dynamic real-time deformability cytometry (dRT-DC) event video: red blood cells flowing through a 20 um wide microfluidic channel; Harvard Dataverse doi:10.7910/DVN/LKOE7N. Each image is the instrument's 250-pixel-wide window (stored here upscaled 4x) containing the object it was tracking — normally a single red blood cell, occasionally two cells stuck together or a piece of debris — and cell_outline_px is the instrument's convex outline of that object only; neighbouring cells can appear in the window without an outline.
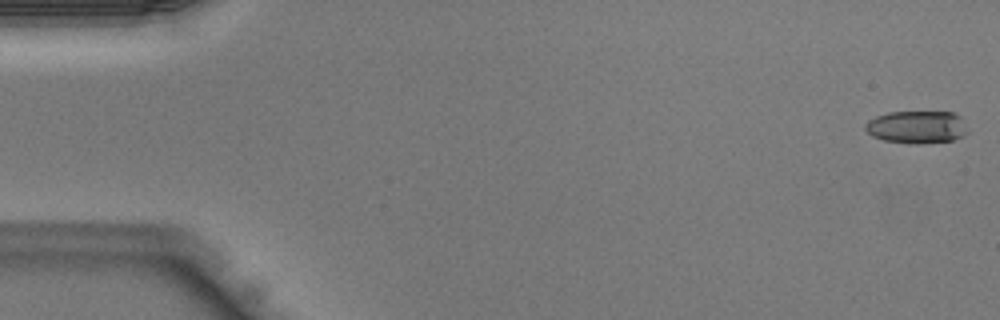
{"species": "Egyptian fruit bat (a non-hibernating species)", "species_latin": "Rousettus aegyptiacus", "temperature_condition": "warm", "stored_images_in_passage": 43, "camera_frame_rate_fps": 3000, "um_per_image_px": 0.085, "animal": {"sex": "male"}, "frame": {"image": 1, "passage_image": 1, "time_ms": 0.0, "image_size_px": [1000, 320], "cell_outline_px": [[968, 132], [964, 136], [952, 140], [916, 144], [884, 140], [872, 136], [864, 128], [864, 124], [868, 120], [876, 116], [888, 112], [952, 112], [960, 116]], "centroid_in_image_um": [77.91, 10.79], "position_along_channel_um": 7.1, "area_um2": 19.42}}
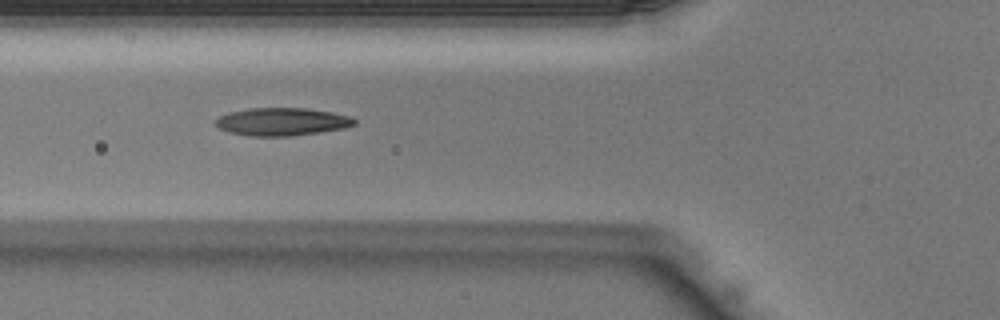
{"frame": {"image": 2, "passage_image": 16, "time_ms": 5.0, "image_size_px": [1000, 320], "cell_outline_px": [[356, 124], [344, 128], [320, 132], [292, 136], [248, 136], [228, 132], [220, 128], [216, 124], [216, 120], [220, 116], [228, 112], [248, 108], [308, 108], [332, 112], [352, 116], [356, 120]], "centroid_in_image_um": [23.99, 10.34], "position_along_channel_um": 101.8, "area_um2": 22.66}}
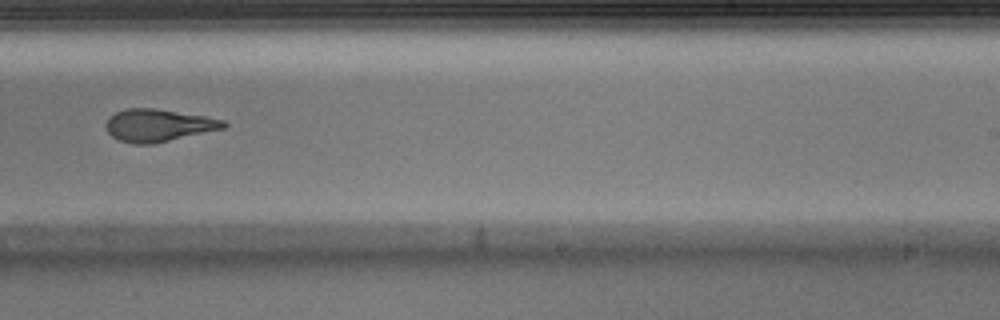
{"frame": {"image": 3, "passage_image": 27, "time_ms": 8.667, "image_size_px": [1000, 320], "cell_outline_px": [[228, 124], [224, 128], [152, 144], [136, 144], [120, 140], [112, 136], [108, 132], [104, 124], [108, 116], [124, 108], [156, 108], [204, 116], [224, 120]], "centroid_in_image_um": [13.41, 10.64], "position_along_channel_um": 275.6, "area_um2": 22.2}}